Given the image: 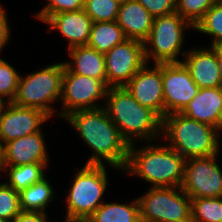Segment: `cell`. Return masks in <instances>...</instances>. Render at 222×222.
I'll return each instance as SVG.
<instances>
[{"instance_id":"cell-1","label":"cell","mask_w":222,"mask_h":222,"mask_svg":"<svg viewBox=\"0 0 222 222\" xmlns=\"http://www.w3.org/2000/svg\"><path fill=\"white\" fill-rule=\"evenodd\" d=\"M64 119L91 148L92 156L85 164H110L112 168L123 170L128 161L129 144L121 136L119 129L109 118L105 108L78 110Z\"/></svg>"},{"instance_id":"cell-2","label":"cell","mask_w":222,"mask_h":222,"mask_svg":"<svg viewBox=\"0 0 222 222\" xmlns=\"http://www.w3.org/2000/svg\"><path fill=\"white\" fill-rule=\"evenodd\" d=\"M105 110L129 145L135 139L150 141L162 131V119L151 109L142 106L123 87H109L105 98Z\"/></svg>"},{"instance_id":"cell-3","label":"cell","mask_w":222,"mask_h":222,"mask_svg":"<svg viewBox=\"0 0 222 222\" xmlns=\"http://www.w3.org/2000/svg\"><path fill=\"white\" fill-rule=\"evenodd\" d=\"M185 162L186 159L167 144H148L139 150L131 144L124 170L149 182L152 187H181Z\"/></svg>"},{"instance_id":"cell-4","label":"cell","mask_w":222,"mask_h":222,"mask_svg":"<svg viewBox=\"0 0 222 222\" xmlns=\"http://www.w3.org/2000/svg\"><path fill=\"white\" fill-rule=\"evenodd\" d=\"M164 139L186 160L216 155L220 151V134L215 127L177 112L162 119Z\"/></svg>"},{"instance_id":"cell-5","label":"cell","mask_w":222,"mask_h":222,"mask_svg":"<svg viewBox=\"0 0 222 222\" xmlns=\"http://www.w3.org/2000/svg\"><path fill=\"white\" fill-rule=\"evenodd\" d=\"M72 181L64 221H87L104 203L102 196L108 185L106 167L104 164H85Z\"/></svg>"},{"instance_id":"cell-6","label":"cell","mask_w":222,"mask_h":222,"mask_svg":"<svg viewBox=\"0 0 222 222\" xmlns=\"http://www.w3.org/2000/svg\"><path fill=\"white\" fill-rule=\"evenodd\" d=\"M64 62L53 63L47 67L19 77L14 104L36 108L50 118L56 114L53 103L61 99ZM52 104V105H50Z\"/></svg>"},{"instance_id":"cell-7","label":"cell","mask_w":222,"mask_h":222,"mask_svg":"<svg viewBox=\"0 0 222 222\" xmlns=\"http://www.w3.org/2000/svg\"><path fill=\"white\" fill-rule=\"evenodd\" d=\"M190 27L194 29L177 12L154 18L150 35L144 42L146 62L149 64L150 58L155 64L181 62L177 57L187 52L182 51V44L185 42L184 30Z\"/></svg>"},{"instance_id":"cell-8","label":"cell","mask_w":222,"mask_h":222,"mask_svg":"<svg viewBox=\"0 0 222 222\" xmlns=\"http://www.w3.org/2000/svg\"><path fill=\"white\" fill-rule=\"evenodd\" d=\"M137 200L141 222H192L191 198L181 187H150Z\"/></svg>"},{"instance_id":"cell-9","label":"cell","mask_w":222,"mask_h":222,"mask_svg":"<svg viewBox=\"0 0 222 222\" xmlns=\"http://www.w3.org/2000/svg\"><path fill=\"white\" fill-rule=\"evenodd\" d=\"M107 90L108 87L102 81L72 73L64 65L62 96L60 99L63 110L56 111V115L65 118L70 113L78 110L100 108L101 106L97 102H99V99L104 98L105 100Z\"/></svg>"},{"instance_id":"cell-10","label":"cell","mask_w":222,"mask_h":222,"mask_svg":"<svg viewBox=\"0 0 222 222\" xmlns=\"http://www.w3.org/2000/svg\"><path fill=\"white\" fill-rule=\"evenodd\" d=\"M217 155L186 160L181 189L191 199L222 197V170Z\"/></svg>"},{"instance_id":"cell-11","label":"cell","mask_w":222,"mask_h":222,"mask_svg":"<svg viewBox=\"0 0 222 222\" xmlns=\"http://www.w3.org/2000/svg\"><path fill=\"white\" fill-rule=\"evenodd\" d=\"M107 87H123L147 63L144 43L126 39L104 54Z\"/></svg>"},{"instance_id":"cell-12","label":"cell","mask_w":222,"mask_h":222,"mask_svg":"<svg viewBox=\"0 0 222 222\" xmlns=\"http://www.w3.org/2000/svg\"><path fill=\"white\" fill-rule=\"evenodd\" d=\"M162 86L164 117L181 112L200 90L182 62L162 63Z\"/></svg>"},{"instance_id":"cell-13","label":"cell","mask_w":222,"mask_h":222,"mask_svg":"<svg viewBox=\"0 0 222 222\" xmlns=\"http://www.w3.org/2000/svg\"><path fill=\"white\" fill-rule=\"evenodd\" d=\"M48 119L50 117L39 109L9 102L0 118L1 146L13 139L40 131L41 125Z\"/></svg>"},{"instance_id":"cell-14","label":"cell","mask_w":222,"mask_h":222,"mask_svg":"<svg viewBox=\"0 0 222 222\" xmlns=\"http://www.w3.org/2000/svg\"><path fill=\"white\" fill-rule=\"evenodd\" d=\"M125 87L142 106L164 118L162 63L154 67L146 63Z\"/></svg>"},{"instance_id":"cell-15","label":"cell","mask_w":222,"mask_h":222,"mask_svg":"<svg viewBox=\"0 0 222 222\" xmlns=\"http://www.w3.org/2000/svg\"><path fill=\"white\" fill-rule=\"evenodd\" d=\"M48 151L42 130L8 141L2 146L0 166L48 163Z\"/></svg>"},{"instance_id":"cell-16","label":"cell","mask_w":222,"mask_h":222,"mask_svg":"<svg viewBox=\"0 0 222 222\" xmlns=\"http://www.w3.org/2000/svg\"><path fill=\"white\" fill-rule=\"evenodd\" d=\"M181 62L189 70L191 78L200 89L221 87L216 46L189 50Z\"/></svg>"},{"instance_id":"cell-17","label":"cell","mask_w":222,"mask_h":222,"mask_svg":"<svg viewBox=\"0 0 222 222\" xmlns=\"http://www.w3.org/2000/svg\"><path fill=\"white\" fill-rule=\"evenodd\" d=\"M222 131V87L201 88L180 112Z\"/></svg>"},{"instance_id":"cell-18","label":"cell","mask_w":222,"mask_h":222,"mask_svg":"<svg viewBox=\"0 0 222 222\" xmlns=\"http://www.w3.org/2000/svg\"><path fill=\"white\" fill-rule=\"evenodd\" d=\"M44 23L49 24V31L58 30L68 40L70 49L86 46L93 22L84 9H81L51 15Z\"/></svg>"},{"instance_id":"cell-19","label":"cell","mask_w":222,"mask_h":222,"mask_svg":"<svg viewBox=\"0 0 222 222\" xmlns=\"http://www.w3.org/2000/svg\"><path fill=\"white\" fill-rule=\"evenodd\" d=\"M154 17L137 0H128L119 6L117 23L128 39L144 43L151 32Z\"/></svg>"},{"instance_id":"cell-20","label":"cell","mask_w":222,"mask_h":222,"mask_svg":"<svg viewBox=\"0 0 222 222\" xmlns=\"http://www.w3.org/2000/svg\"><path fill=\"white\" fill-rule=\"evenodd\" d=\"M72 62L64 65L72 72L102 81L107 86L104 54L88 46H76L70 49Z\"/></svg>"},{"instance_id":"cell-21","label":"cell","mask_w":222,"mask_h":222,"mask_svg":"<svg viewBox=\"0 0 222 222\" xmlns=\"http://www.w3.org/2000/svg\"><path fill=\"white\" fill-rule=\"evenodd\" d=\"M126 39L128 38L117 21L93 22L86 46L106 54Z\"/></svg>"},{"instance_id":"cell-22","label":"cell","mask_w":222,"mask_h":222,"mask_svg":"<svg viewBox=\"0 0 222 222\" xmlns=\"http://www.w3.org/2000/svg\"><path fill=\"white\" fill-rule=\"evenodd\" d=\"M87 222H141L138 200L130 204L104 202Z\"/></svg>"},{"instance_id":"cell-23","label":"cell","mask_w":222,"mask_h":222,"mask_svg":"<svg viewBox=\"0 0 222 222\" xmlns=\"http://www.w3.org/2000/svg\"><path fill=\"white\" fill-rule=\"evenodd\" d=\"M54 189L47 177L19 192L20 207L23 212H43L54 200Z\"/></svg>"},{"instance_id":"cell-24","label":"cell","mask_w":222,"mask_h":222,"mask_svg":"<svg viewBox=\"0 0 222 222\" xmlns=\"http://www.w3.org/2000/svg\"><path fill=\"white\" fill-rule=\"evenodd\" d=\"M49 163H32L20 166H0V171H5L8 181L5 182L15 191L20 192L32 184L45 178V169ZM8 171V172H7Z\"/></svg>"},{"instance_id":"cell-25","label":"cell","mask_w":222,"mask_h":222,"mask_svg":"<svg viewBox=\"0 0 222 222\" xmlns=\"http://www.w3.org/2000/svg\"><path fill=\"white\" fill-rule=\"evenodd\" d=\"M192 222H222V197L192 198Z\"/></svg>"},{"instance_id":"cell-26","label":"cell","mask_w":222,"mask_h":222,"mask_svg":"<svg viewBox=\"0 0 222 222\" xmlns=\"http://www.w3.org/2000/svg\"><path fill=\"white\" fill-rule=\"evenodd\" d=\"M194 30L212 36L211 47L222 46V0H218L205 13Z\"/></svg>"},{"instance_id":"cell-27","label":"cell","mask_w":222,"mask_h":222,"mask_svg":"<svg viewBox=\"0 0 222 222\" xmlns=\"http://www.w3.org/2000/svg\"><path fill=\"white\" fill-rule=\"evenodd\" d=\"M119 6L116 0H84V11L92 22L117 21Z\"/></svg>"},{"instance_id":"cell-28","label":"cell","mask_w":222,"mask_h":222,"mask_svg":"<svg viewBox=\"0 0 222 222\" xmlns=\"http://www.w3.org/2000/svg\"><path fill=\"white\" fill-rule=\"evenodd\" d=\"M218 0H176V12L194 27Z\"/></svg>"},{"instance_id":"cell-29","label":"cell","mask_w":222,"mask_h":222,"mask_svg":"<svg viewBox=\"0 0 222 222\" xmlns=\"http://www.w3.org/2000/svg\"><path fill=\"white\" fill-rule=\"evenodd\" d=\"M21 211L19 192L6 183H0V218L13 222Z\"/></svg>"},{"instance_id":"cell-30","label":"cell","mask_w":222,"mask_h":222,"mask_svg":"<svg viewBox=\"0 0 222 222\" xmlns=\"http://www.w3.org/2000/svg\"><path fill=\"white\" fill-rule=\"evenodd\" d=\"M19 73L7 61L0 58V97L12 102L17 92Z\"/></svg>"},{"instance_id":"cell-31","label":"cell","mask_w":222,"mask_h":222,"mask_svg":"<svg viewBox=\"0 0 222 222\" xmlns=\"http://www.w3.org/2000/svg\"><path fill=\"white\" fill-rule=\"evenodd\" d=\"M46 4L35 16L45 22L51 15L60 12H71L84 9V0H47Z\"/></svg>"},{"instance_id":"cell-32","label":"cell","mask_w":222,"mask_h":222,"mask_svg":"<svg viewBox=\"0 0 222 222\" xmlns=\"http://www.w3.org/2000/svg\"><path fill=\"white\" fill-rule=\"evenodd\" d=\"M154 17L176 12V0H137Z\"/></svg>"},{"instance_id":"cell-33","label":"cell","mask_w":222,"mask_h":222,"mask_svg":"<svg viewBox=\"0 0 222 222\" xmlns=\"http://www.w3.org/2000/svg\"><path fill=\"white\" fill-rule=\"evenodd\" d=\"M6 16L7 15L5 9L0 6V53L8 42L11 33Z\"/></svg>"},{"instance_id":"cell-34","label":"cell","mask_w":222,"mask_h":222,"mask_svg":"<svg viewBox=\"0 0 222 222\" xmlns=\"http://www.w3.org/2000/svg\"><path fill=\"white\" fill-rule=\"evenodd\" d=\"M48 215L43 212H23L21 211L13 222H48Z\"/></svg>"},{"instance_id":"cell-35","label":"cell","mask_w":222,"mask_h":222,"mask_svg":"<svg viewBox=\"0 0 222 222\" xmlns=\"http://www.w3.org/2000/svg\"><path fill=\"white\" fill-rule=\"evenodd\" d=\"M216 56H217L218 67L220 71V80H221V87H222V46H216Z\"/></svg>"},{"instance_id":"cell-36","label":"cell","mask_w":222,"mask_h":222,"mask_svg":"<svg viewBox=\"0 0 222 222\" xmlns=\"http://www.w3.org/2000/svg\"><path fill=\"white\" fill-rule=\"evenodd\" d=\"M8 103H9V101H7V99H4L3 97H0V118L2 117L3 112L6 108V106L8 105Z\"/></svg>"},{"instance_id":"cell-37","label":"cell","mask_w":222,"mask_h":222,"mask_svg":"<svg viewBox=\"0 0 222 222\" xmlns=\"http://www.w3.org/2000/svg\"><path fill=\"white\" fill-rule=\"evenodd\" d=\"M1 161H2V146L0 144V164H1Z\"/></svg>"},{"instance_id":"cell-38","label":"cell","mask_w":222,"mask_h":222,"mask_svg":"<svg viewBox=\"0 0 222 222\" xmlns=\"http://www.w3.org/2000/svg\"><path fill=\"white\" fill-rule=\"evenodd\" d=\"M119 4H122V3H124V2H126V1H128V0H116Z\"/></svg>"},{"instance_id":"cell-39","label":"cell","mask_w":222,"mask_h":222,"mask_svg":"<svg viewBox=\"0 0 222 222\" xmlns=\"http://www.w3.org/2000/svg\"><path fill=\"white\" fill-rule=\"evenodd\" d=\"M64 222H87V221H64Z\"/></svg>"},{"instance_id":"cell-40","label":"cell","mask_w":222,"mask_h":222,"mask_svg":"<svg viewBox=\"0 0 222 222\" xmlns=\"http://www.w3.org/2000/svg\"><path fill=\"white\" fill-rule=\"evenodd\" d=\"M0 222H9V221L0 218Z\"/></svg>"}]
</instances>
